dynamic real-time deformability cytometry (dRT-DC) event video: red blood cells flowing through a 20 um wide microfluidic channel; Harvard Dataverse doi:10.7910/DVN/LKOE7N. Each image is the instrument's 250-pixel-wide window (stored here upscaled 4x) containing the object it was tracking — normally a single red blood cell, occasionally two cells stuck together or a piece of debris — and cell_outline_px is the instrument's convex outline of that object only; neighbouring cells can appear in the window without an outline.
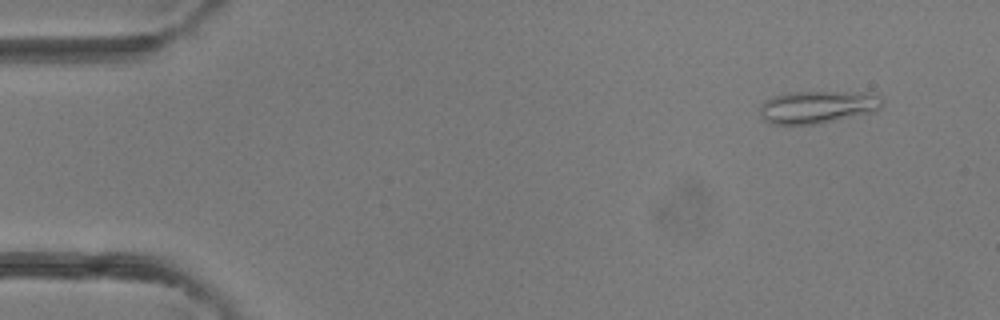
{"species": "common noctule bat (a hibernating species)", "species_latin": "Nyctalus noctula", "temperature_condition": "room temperature", "stored_images_in_passage": 42, "camera_frame_rate_fps": 3000, "um_per_image_px": 0.085, "animal": {"sex": "female"}, "frame": {"image": 1, "passage_image": 4, "time_ms": 1.0, "image_size_px": [1000, 320], "cell_outline_px": [[880, 108], [872, 112], [820, 124], [776, 124], [764, 120], [760, 112], [760, 104], [764, 100], [772, 96], [788, 92], [868, 92], [880, 96]], "centroid_in_image_um": [69.46, 9.08], "position_along_channel_um": 15.5, "area_um2": 23.24}}
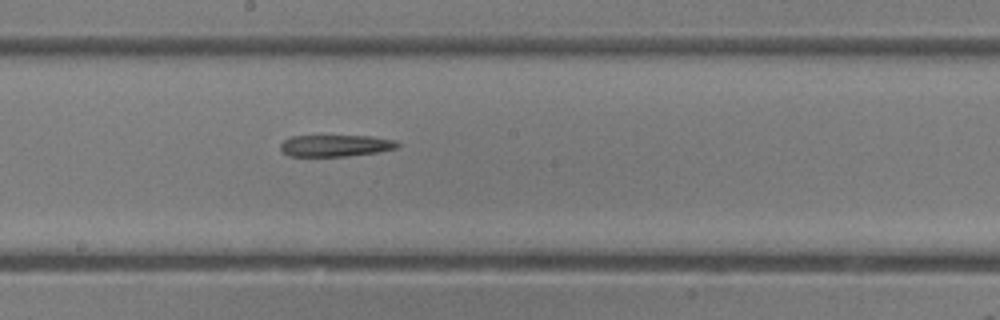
{"frame": {"image": 2, "passage_image": 23, "time_ms": 7.333, "image_size_px": [1000, 320], "cell_outline_px": [[400, 148], [380, 152], [348, 156], [288, 156], [280, 152], [280, 144], [284, 140], [292, 136], [372, 136], [396, 140], [400, 144]], "centroid_in_image_um": [28.55, 12.38], "position_along_channel_um": 219.6, "area_um2": 15.09}}
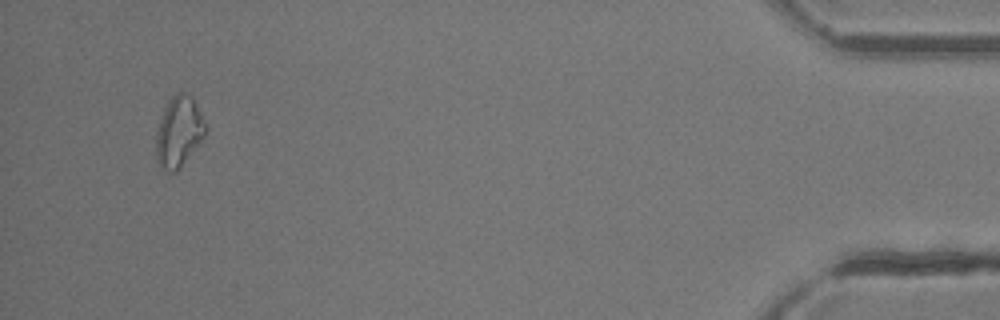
{"frame": {"image": 3, "passage_image": 40, "time_ms": 13.0, "image_size_px": [1000, 320], "cell_outline_px": [[208, 128], [204, 136], [180, 168], [176, 172], [168, 172], [160, 168], [156, 160], [156, 132], [164, 108], [168, 100], [176, 92], [184, 92], [192, 96]], "centroid_in_image_um": [15.19, 11.2], "position_along_channel_um": 420.0, "area_um2": 20.4}}